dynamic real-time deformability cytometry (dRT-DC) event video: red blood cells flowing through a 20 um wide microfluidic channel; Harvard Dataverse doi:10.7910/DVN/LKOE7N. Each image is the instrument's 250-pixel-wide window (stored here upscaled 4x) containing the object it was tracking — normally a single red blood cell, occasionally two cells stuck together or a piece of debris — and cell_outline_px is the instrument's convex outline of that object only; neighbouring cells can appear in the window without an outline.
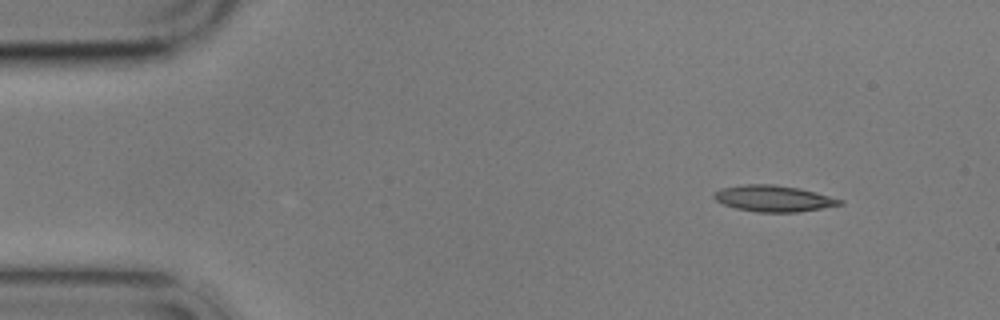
{"species": "common noctule bat (a hibernating species)", "species_latin": "Nyctalus noctula", "temperature_condition": "cold", "stored_images_in_passage": 4, "camera_frame_rate_fps": 3000, "um_per_image_px": 0.085, "animal": {"sex": "male", "body_mass_g": 17.9}, "frame": {"image": 1, "passage_image": 4, "time_ms": 4.667, "image_size_px": [1000, 320], "cell_outline_px": [[844, 204], [796, 212], [756, 212], [736, 208], [724, 204], [716, 200], [712, 196], [720, 188], [744, 184], [776, 184], [800, 188], [816, 192], [844, 200]], "centroid_in_image_um": [65.76, 16.86], "position_along_channel_um": 19.2, "area_um2": 19.25}}